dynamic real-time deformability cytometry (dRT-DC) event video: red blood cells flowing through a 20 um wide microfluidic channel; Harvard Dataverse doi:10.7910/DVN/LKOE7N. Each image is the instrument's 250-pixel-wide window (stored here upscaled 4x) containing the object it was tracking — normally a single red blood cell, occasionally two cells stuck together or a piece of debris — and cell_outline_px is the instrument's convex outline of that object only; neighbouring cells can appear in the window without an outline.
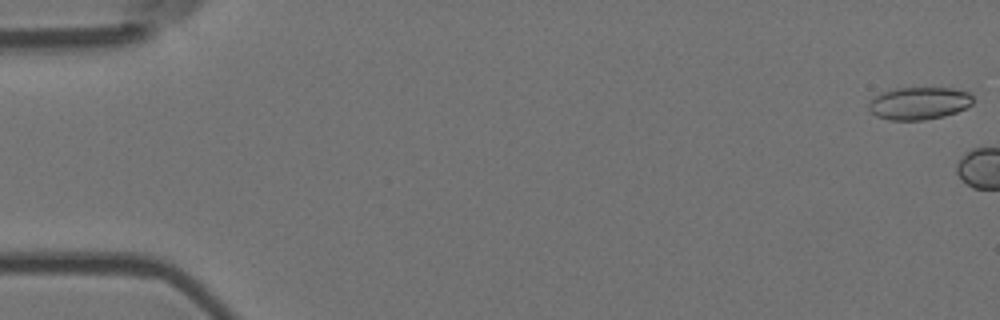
{"species": "Egyptian fruit bat (a non-hibernating species)", "species_latin": "Rousettus aegyptiacus", "temperature_condition": "room temperature", "stored_images_in_passage": 2, "camera_frame_rate_fps": 3000, "um_per_image_px": 0.085, "animal": {"sex": "female"}, "frame": {"image": 1, "passage_image": 1, "time_ms": 0.0, "image_size_px": [1000, 320], "cell_outline_px": [[972, 104], [956, 112], [944, 116], [924, 120], [888, 120], [876, 116], [868, 108], [868, 104], [880, 92], [896, 88], [952, 88], [968, 92], [972, 96]], "centroid_in_image_um": [78.1, 8.78], "position_along_channel_um": 6.9, "area_um2": 19.71}}